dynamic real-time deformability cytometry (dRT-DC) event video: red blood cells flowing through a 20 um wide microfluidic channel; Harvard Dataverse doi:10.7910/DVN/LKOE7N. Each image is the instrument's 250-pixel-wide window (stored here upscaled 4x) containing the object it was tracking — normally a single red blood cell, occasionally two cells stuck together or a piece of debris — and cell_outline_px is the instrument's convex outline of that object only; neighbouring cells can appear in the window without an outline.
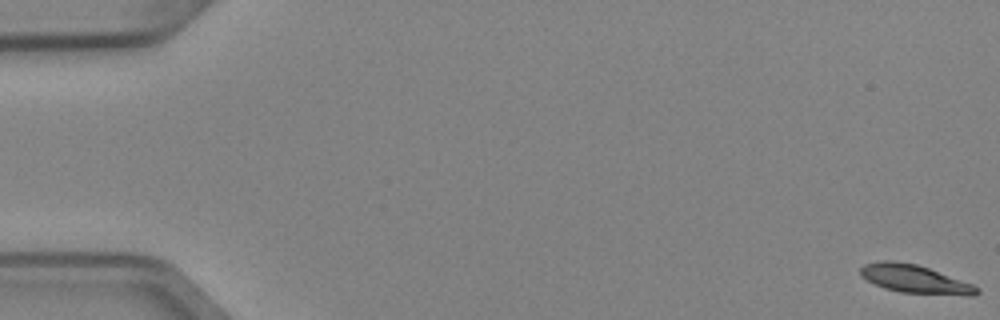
{"species": "Egyptian fruit bat (a non-hibernating species)", "species_latin": "Rousettus aegyptiacus", "temperature_condition": "cold", "stored_images_in_passage": 54, "segment_of_instrument_passage": [1, 2], "camera_frame_rate_fps": 3000, "um_per_image_px": 0.085, "animal": {"sex": "female"}, "frame": {"image": 1, "passage_image": 1, "time_ms": 0.0, "image_size_px": [1000, 320], "cell_outline_px": [[980, 292], [972, 296], [968, 296], [900, 292], [884, 288], [860, 276], [860, 268], [864, 264], [880, 260], [892, 260], [916, 264], [928, 268], [972, 284], [980, 288]], "centroid_in_image_um": [77.76, 23.72], "position_along_channel_um": 7.2, "area_um2": 19.13}}
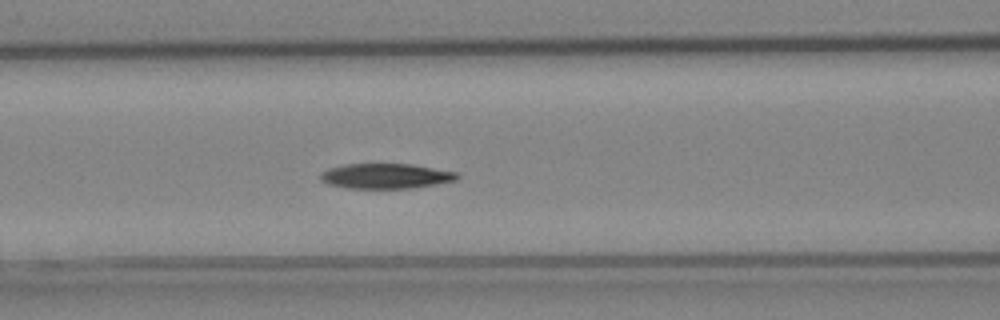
{"frame": {"image": 2, "passage_image": 23, "time_ms": 7.333, "image_size_px": [1000, 320], "cell_outline_px": [[460, 176], [456, 180], [436, 184], [412, 188], [348, 188], [328, 184], [320, 180], [320, 172], [328, 168], [344, 164], [412, 164], [456, 172]], "centroid_in_image_um": [32.76, 14.96], "position_along_channel_um": 133.8, "area_um2": 20.0}}
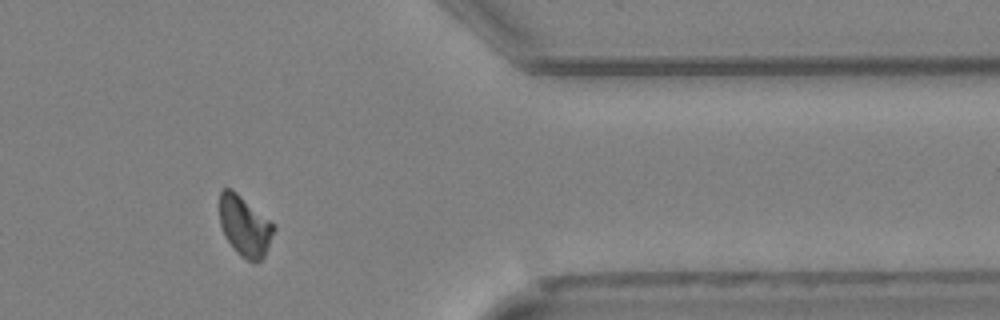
{"frame": {"image": 3, "passage_image": 44, "time_ms": 14.333, "image_size_px": [1000, 320], "cell_outline_px": [[276, 228], [268, 248], [264, 256], [256, 264], [240, 256], [236, 252], [224, 236], [220, 224], [220, 192], [224, 188], [232, 188], [272, 220], [276, 224]], "centroid_in_image_um": [20.83, 19.21], "position_along_channel_um": 390.6, "area_um2": 19.54}}